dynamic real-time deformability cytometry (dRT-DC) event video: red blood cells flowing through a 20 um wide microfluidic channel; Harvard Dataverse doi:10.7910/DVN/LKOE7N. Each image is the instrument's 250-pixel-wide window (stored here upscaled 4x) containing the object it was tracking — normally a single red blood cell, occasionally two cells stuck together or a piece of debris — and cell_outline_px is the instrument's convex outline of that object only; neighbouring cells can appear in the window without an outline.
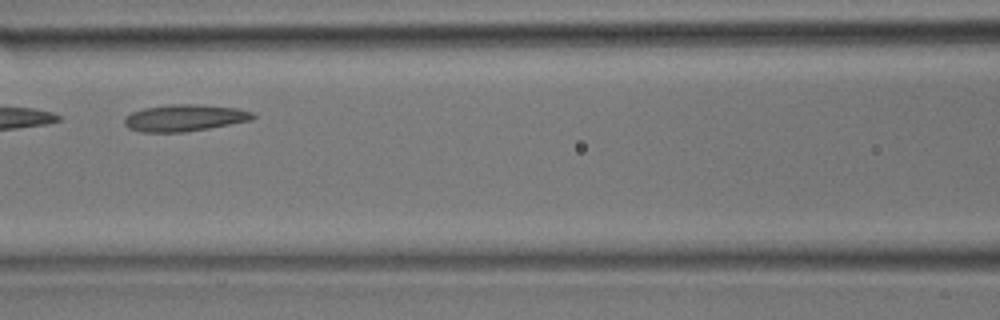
{"species": "common noctule bat (a hibernating species)", "species_latin": "Nyctalus noctula", "temperature_condition": "room temperature", "stored_images_in_passage": 28, "camera_frame_rate_fps": 3000, "um_per_image_px": 0.085, "animal": {"sex": "male", "body_mass_g": 17.9}, "frame": {"image": 1, "passage_image": 9, "time_ms": 2.667, "image_size_px": [1000, 320], "cell_outline_px": [[256, 116], [252, 120], [208, 128], [184, 132], [140, 132], [128, 128], [124, 124], [124, 116], [132, 112], [144, 108], [172, 104], [196, 104], [236, 108], [252, 112]], "centroid_in_image_um": [15.65, 10.02], "position_along_channel_um": 150.9, "area_um2": 20.0}}